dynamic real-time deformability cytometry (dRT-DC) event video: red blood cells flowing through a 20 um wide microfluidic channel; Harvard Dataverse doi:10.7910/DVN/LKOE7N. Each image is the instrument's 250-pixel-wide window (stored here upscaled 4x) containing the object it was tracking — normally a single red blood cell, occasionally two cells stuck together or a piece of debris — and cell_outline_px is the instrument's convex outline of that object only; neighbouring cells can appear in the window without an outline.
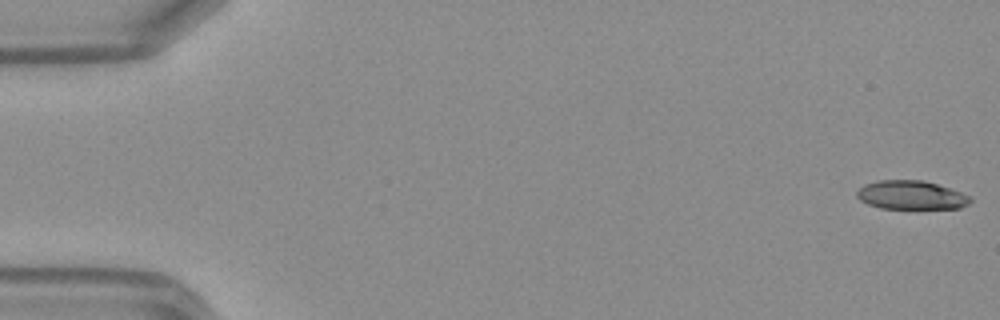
{"species": "Egyptian fruit bat (a non-hibernating species)", "species_latin": "Rousettus aegyptiacus", "temperature_condition": "warm", "stored_images_in_passage": 48, "camera_frame_rate_fps": 3000, "um_per_image_px": 0.085, "frame": {"image": 1, "passage_image": 1, "time_ms": 0.0, "image_size_px": [1000, 320], "cell_outline_px": [[972, 200], [968, 204], [960, 208], [880, 208], [868, 204], [860, 200], [856, 196], [856, 192], [864, 184], [876, 180], [924, 180], [972, 196]], "centroid_in_image_um": [77.43, 16.57], "position_along_channel_um": 7.6, "area_um2": 18.96}}
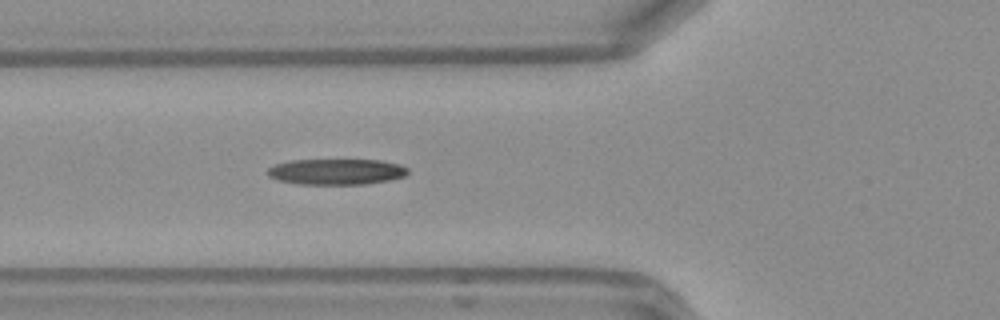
{"frame": {"image": 2, "passage_image": 18, "time_ms": 5.667, "image_size_px": [1000, 320], "cell_outline_px": [[408, 172], [404, 176], [388, 180], [364, 184], [300, 184], [280, 180], [268, 176], [268, 168], [276, 164], [288, 160], [380, 160], [400, 164], [408, 168]], "centroid_in_image_um": [28.6, 14.59], "position_along_channel_um": 97.2, "area_um2": 20.98}}
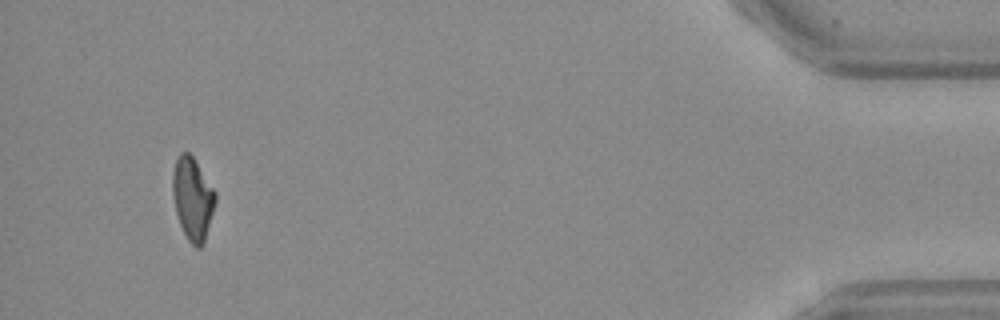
{"frame": {"image": 3, "passage_image": 46, "time_ms": 15.0, "image_size_px": [1000, 320], "cell_outline_px": [[216, 200], [204, 244], [200, 248], [196, 248], [188, 240], [180, 224], [176, 212], [172, 192], [172, 172], [176, 160], [180, 152], [188, 152], [192, 156], [216, 192]], "centroid_in_image_um": [16.37, 16.89], "position_along_channel_um": 418.8, "area_um2": 20.46}}